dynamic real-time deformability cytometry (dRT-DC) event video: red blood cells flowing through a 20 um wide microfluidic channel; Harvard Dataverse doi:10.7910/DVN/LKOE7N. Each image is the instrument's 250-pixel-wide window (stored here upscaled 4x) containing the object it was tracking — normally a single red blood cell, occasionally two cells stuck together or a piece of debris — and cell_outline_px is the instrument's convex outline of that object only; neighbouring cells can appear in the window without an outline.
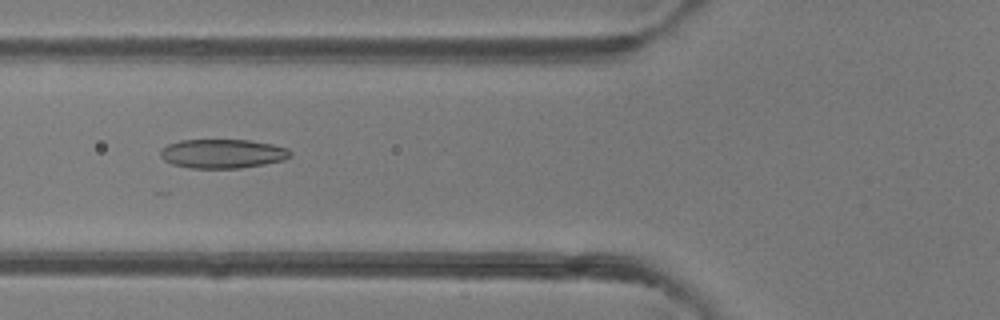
{"species": "common noctule bat (a hibernating species)", "species_latin": "Nyctalus noctula", "temperature_condition": "room temperature", "stored_images_in_passage": 49, "camera_frame_rate_fps": 3000, "um_per_image_px": 0.085, "animal": {"sex": "female"}, "frame": {"image": 1, "passage_image": 19, "time_ms": 6.0, "image_size_px": [1000, 320], "cell_outline_px": [[292, 156], [284, 160], [264, 164], [240, 168], [192, 168], [172, 164], [164, 160], [160, 156], [160, 152], [168, 144], [180, 140], [248, 140], [272, 144], [288, 148], [292, 152]], "centroid_in_image_um": [18.95, 13.06], "position_along_channel_um": 106.9, "area_um2": 22.02}}
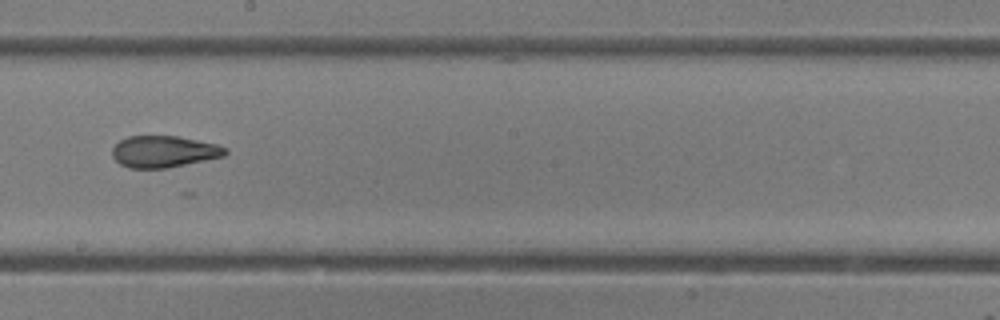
{"frame": {"image": 2, "passage_image": 28, "time_ms": 9.0, "image_size_px": [1000, 320], "cell_outline_px": [[228, 152], [224, 156], [168, 168], [128, 168], [120, 164], [112, 156], [112, 148], [120, 140], [128, 136], [180, 136], [216, 144], [228, 148]], "centroid_in_image_um": [13.93, 12.88], "position_along_channel_um": 234.3, "area_um2": 20.92}}
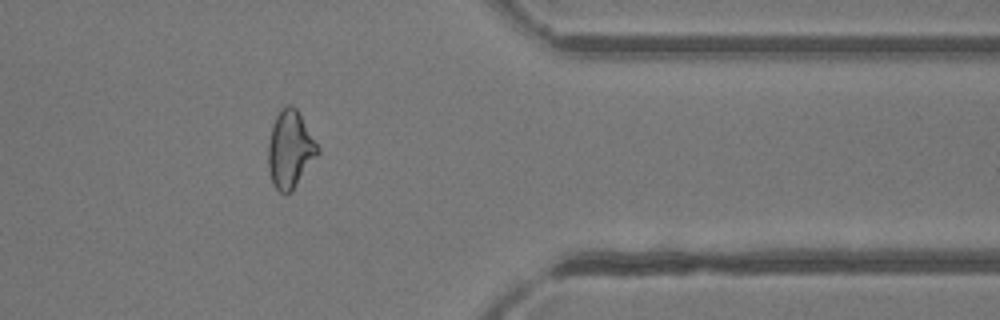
{"frame": {"image": 3, "passage_image": 40, "time_ms": 13.0, "image_size_px": [1000, 320], "cell_outline_px": [[320, 152], [296, 184], [288, 192], [280, 192], [272, 184], [268, 168], [268, 144], [272, 124], [280, 108], [288, 104], [292, 104], [296, 108], [320, 148]], "centroid_in_image_um": [24.64, 12.65], "position_along_channel_um": 386.8, "area_um2": 22.08}, "authors_computed_cell_mechanics": {"area_um2": 22.6576, "velocity_mm_per_s": 4.2371, "shape_relaxation_time_tau1_ms": null, "shape_relaxation_time_tau2_ms": 1.8582, "deformation_change_tau1": null, "deformation_change_tau2": 0.0954}}